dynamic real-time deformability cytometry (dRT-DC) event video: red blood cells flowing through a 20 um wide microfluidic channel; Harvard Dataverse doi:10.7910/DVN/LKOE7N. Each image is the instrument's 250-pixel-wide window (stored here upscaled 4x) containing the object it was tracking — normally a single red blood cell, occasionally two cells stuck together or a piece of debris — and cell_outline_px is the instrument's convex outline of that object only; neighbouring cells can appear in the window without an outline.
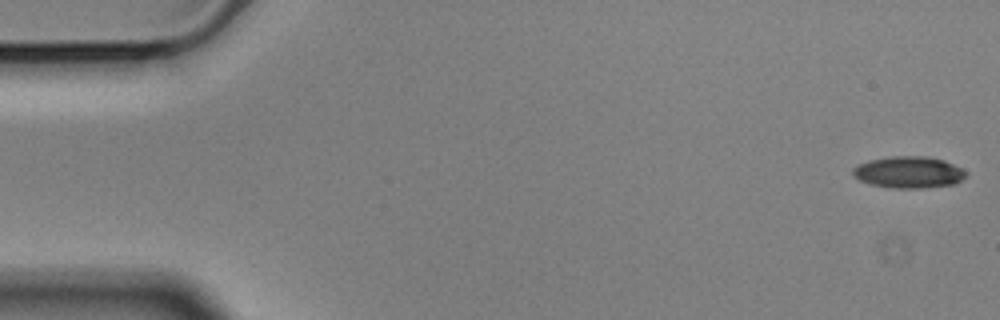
{"species": "Egyptian fruit bat (a non-hibernating species)", "species_latin": "Rousettus aegyptiacus", "temperature_condition": "cold", "stored_images_in_passage": 57, "camera_frame_rate_fps": 3000, "um_per_image_px": 0.085, "animal": {"sex": "male"}, "frame": {"image": 1, "passage_image": 1, "time_ms": 0.0, "image_size_px": [1000, 320], "cell_outline_px": [[968, 176], [956, 184], [924, 188], [892, 188], [868, 184], [852, 176], [852, 168], [868, 160], [892, 156], [924, 156], [944, 160], [968, 172]], "centroid_in_image_um": [77.24, 14.65], "position_along_channel_um": 7.8, "area_um2": 21.1}}
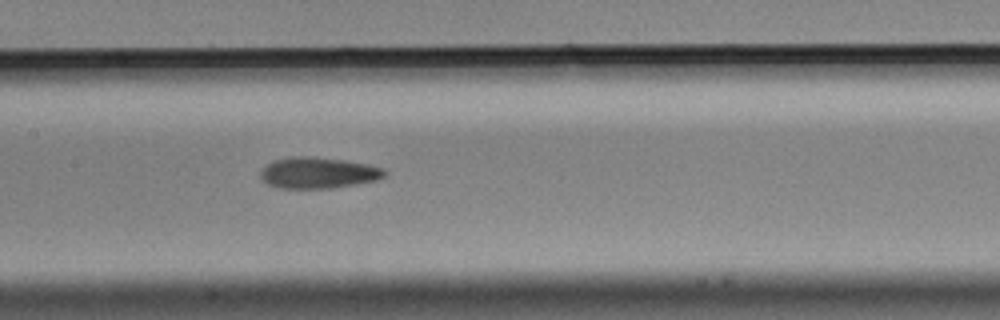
{"frame": {"image": 2, "passage_image": 27, "time_ms": 8.667, "image_size_px": [1000, 320], "cell_outline_px": [[384, 176], [376, 180], [356, 184], [332, 188], [280, 188], [268, 184], [260, 176], [260, 172], [268, 164], [276, 160], [292, 156], [308, 156], [344, 160], [368, 164], [384, 168]], "centroid_in_image_um": [27.05, 14.69], "position_along_channel_um": 180.3, "area_um2": 22.25}}
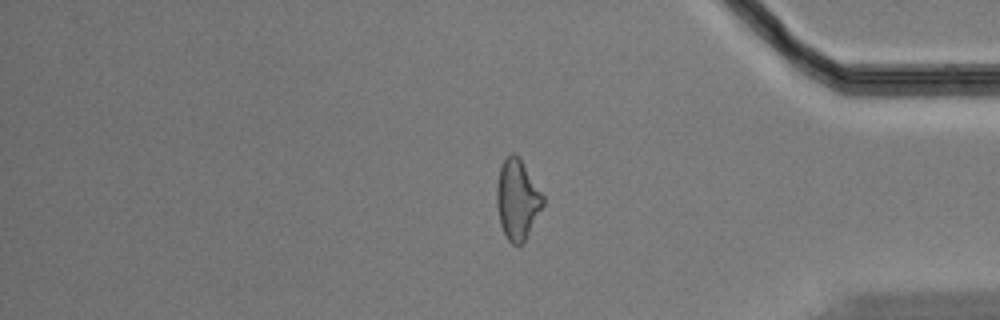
{"frame": {"image": 3, "passage_image": 47, "time_ms": 15.333, "image_size_px": [1000, 320], "cell_outline_px": [[544, 204], [524, 244], [512, 244], [508, 240], [500, 224], [496, 204], [496, 184], [500, 168], [504, 160], [512, 152], [516, 152], [520, 156], [544, 196]], "centroid_in_image_um": [43.98, 16.94], "position_along_channel_um": 391.2, "area_um2": 21.91}, "authors_computed_cell_mechanics": {"area_um2": 21.6172, "velocity_mm_per_s": 3.5118, "shape_relaxation_time_tau1_ms": 7.2433, "shape_relaxation_time_tau2_ms": 2.9567, "deformation_change_tau1": 0.1896, "deformation_change_tau2": 0.1131}}